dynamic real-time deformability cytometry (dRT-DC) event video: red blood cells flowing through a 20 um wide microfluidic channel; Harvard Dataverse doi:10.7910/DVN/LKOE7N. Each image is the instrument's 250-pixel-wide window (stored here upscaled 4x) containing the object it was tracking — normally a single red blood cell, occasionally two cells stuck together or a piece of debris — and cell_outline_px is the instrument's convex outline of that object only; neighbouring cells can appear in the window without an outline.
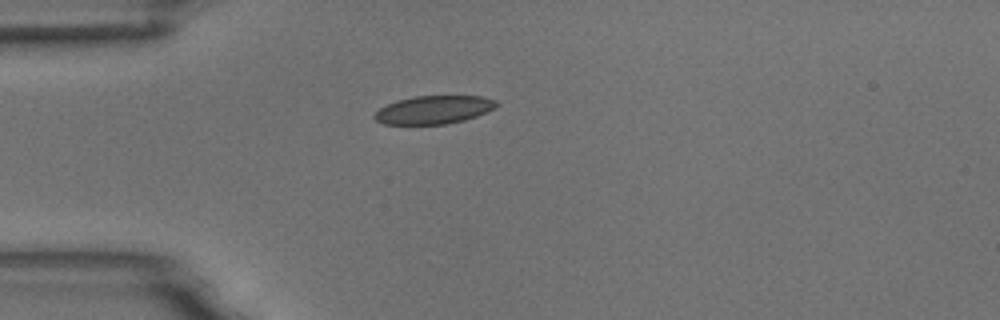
{"species": "common noctule bat (a hibernating species)", "species_latin": "Nyctalus noctula", "temperature_condition": "room temperature", "stored_images_in_passage": 41, "camera_frame_rate_fps": 3000, "um_per_image_px": 0.085, "animal": {"sex": "male", "body_mass_g": 18.8}, "frame": {"image": 1, "passage_image": 1, "time_ms": 0.0, "image_size_px": [1000, 320], "cell_outline_px": [[500, 104], [476, 116], [464, 120], [444, 124], [384, 124], [376, 120], [372, 116], [380, 108], [396, 100], [412, 96], [480, 96], [496, 100]], "centroid_in_image_um": [36.84, 9.32], "position_along_channel_um": 48.2, "area_um2": 19.88}}
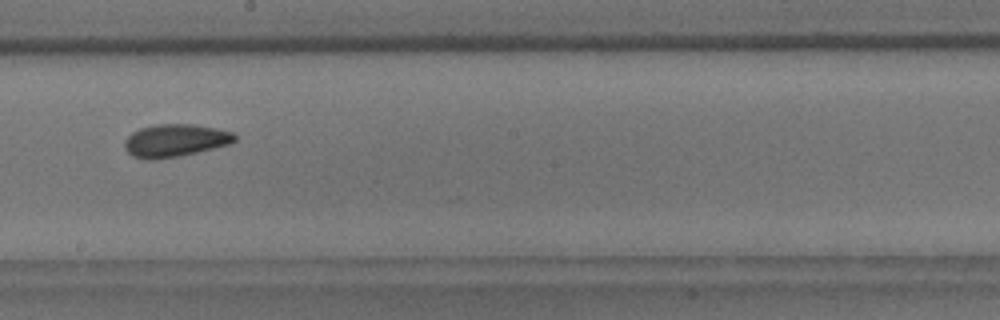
{"frame": {"image": 2, "passage_image": 17, "time_ms": 5.333, "image_size_px": [1000, 320], "cell_outline_px": [[236, 140], [228, 144], [180, 156], [156, 160], [148, 160], [132, 156], [124, 148], [124, 140], [132, 132], [140, 128], [156, 124], [192, 124], [216, 128], [232, 132], [236, 136]], "centroid_in_image_um": [14.84, 11.94], "position_along_channel_um": 233.4, "area_um2": 20.98}}
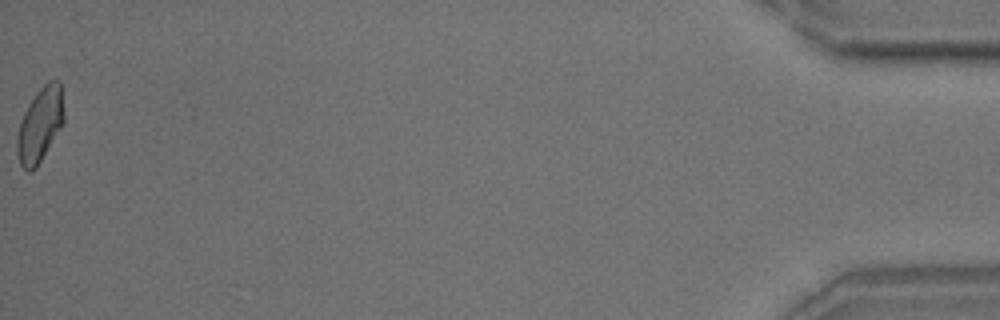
{"frame": {"image": 3, "passage_image": 41, "time_ms": 13.333, "image_size_px": [1000, 320], "cell_outline_px": [[64, 124], [36, 168], [32, 172], [28, 172], [20, 164], [16, 152], [16, 140], [20, 124], [24, 112], [28, 104], [36, 92], [48, 80], [60, 80], [64, 112]], "centroid_in_image_um": [3.41, 10.61], "position_along_channel_um": 431.8, "area_um2": 20.52}, "authors_computed_cell_mechanics": {"area_um2": 20.1722, "velocity_mm_per_s": 3.7092, "shape_relaxation_time_tau1_ms": 4.213, "shape_relaxation_time_tau2_ms": 2.1539, "deformation_change_tau1": 0.0869, "deformation_change_tau2": 0.0783}}